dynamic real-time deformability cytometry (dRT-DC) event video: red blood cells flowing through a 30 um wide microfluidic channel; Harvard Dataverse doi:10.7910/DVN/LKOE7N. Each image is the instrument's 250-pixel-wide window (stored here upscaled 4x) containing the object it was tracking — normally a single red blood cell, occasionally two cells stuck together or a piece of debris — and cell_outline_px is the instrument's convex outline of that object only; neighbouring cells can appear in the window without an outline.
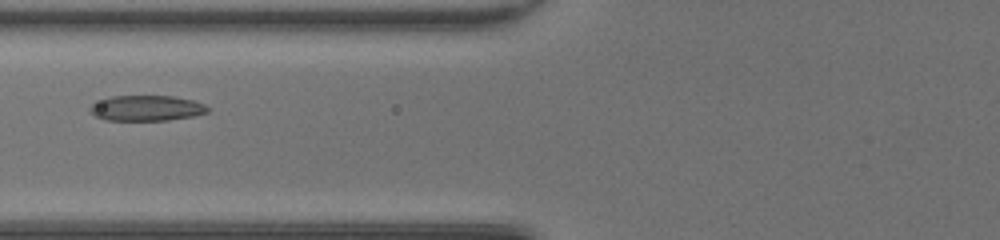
{"species": "common noctule bat (a hibernating species)", "species_latin": "Nyctalus noctula", "temperature_condition": "room temperature", "stored_images_in_passage": 40, "camera_frame_rate_fps": 3000, "um_per_image_px": 0.085, "animal": {"sex": "female", "body_mass_g": 20.0, "forearm_length_mm": 54.0}, "frame": {"image": 1, "passage_image": 12, "time_ms": 3.667, "image_size_px": [1000, 240], "cell_outline_px": [[208, 112], [196, 116], [168, 120], [104, 120], [96, 116], [88, 108], [92, 104], [112, 96], [172, 96], [192, 100], [204, 104], [208, 108]], "centroid_in_image_um": [12.48, 9.2], "position_along_channel_um": 113.3, "area_um2": 17.34}}
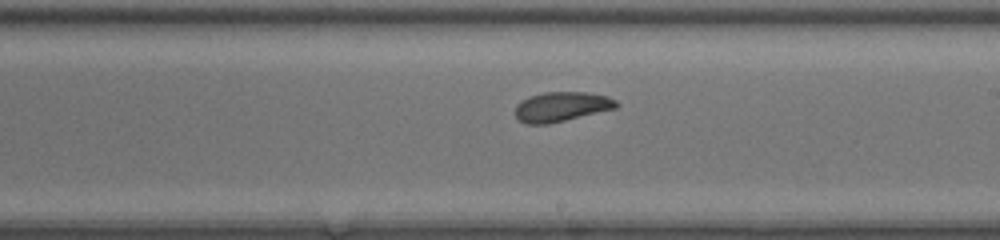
{"frame": {"image": 2, "passage_image": 21, "time_ms": 6.667, "image_size_px": [1000, 240], "cell_outline_px": [[620, 104], [616, 108], [548, 124], [524, 124], [516, 116], [516, 104], [528, 96], [544, 92], [584, 92], [608, 96], [616, 100]], "centroid_in_image_um": [47.72, 9.06], "position_along_channel_um": 241.3, "area_um2": 17.46}}
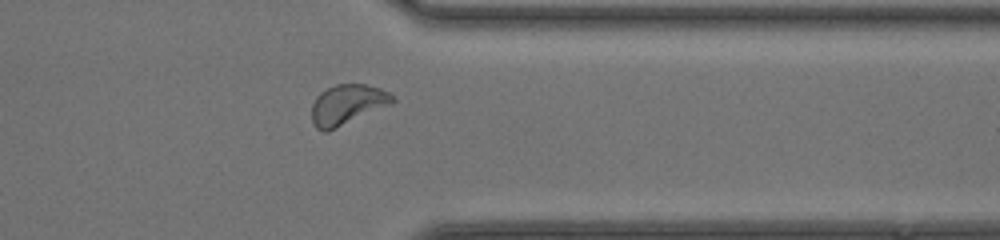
{"frame": {"image": 3, "passage_image": 31, "time_ms": 10.0, "image_size_px": [1000, 240], "cell_outline_px": [[396, 100], [392, 104], [328, 132], [324, 132], [316, 128], [312, 124], [312, 104], [316, 96], [320, 92], [336, 84], [364, 84], [380, 88], [396, 96]], "centroid_in_image_um": [29.53, 8.9], "position_along_channel_um": 381.9, "area_um2": 19.13}, "authors_computed_cell_mechanics": {"area_um2": 17.8891, "velocity_mm_per_s": 4.2771, "shape_relaxation_time_tau1_ms": 4.2483, "shape_relaxation_time_tau2_ms": 2.4743, "deformation_change_tau1": 0.133, "deformation_change_tau2": 0.0725}}